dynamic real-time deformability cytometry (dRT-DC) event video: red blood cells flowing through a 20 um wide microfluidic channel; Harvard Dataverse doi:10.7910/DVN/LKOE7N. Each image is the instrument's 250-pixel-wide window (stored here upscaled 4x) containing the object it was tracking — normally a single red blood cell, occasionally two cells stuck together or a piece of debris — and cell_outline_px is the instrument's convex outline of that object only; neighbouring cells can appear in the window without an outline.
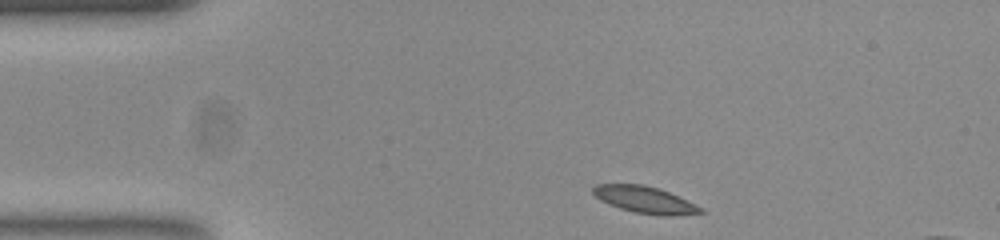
{"species": "common noctule bat (a hibernating species)", "species_latin": "Nyctalus noctula", "temperature_condition": "room temperature", "stored_images_in_passage": 45, "camera_frame_rate_fps": 3000, "um_per_image_px": 0.085, "animal": {"sex": "female", "body_mass_g": 23.0, "forearm_length_mm": 53.4}, "frame": {"image": 1, "passage_image": 1, "time_ms": 0.0, "image_size_px": [1000, 240], "cell_outline_px": [[704, 212], [668, 216], [664, 216], [636, 212], [620, 208], [600, 200], [592, 192], [592, 188], [596, 184], [644, 184], [668, 192], [704, 208]], "centroid_in_image_um": [54.8, 16.97], "position_along_channel_um": 30.2, "area_um2": 16.47}}
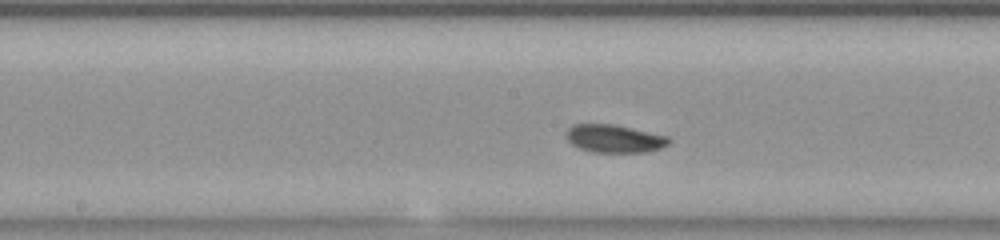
{"frame": {"image": 2, "passage_image": 18, "time_ms": 5.667, "image_size_px": [1000, 240], "cell_outline_px": [[672, 140], [668, 144], [660, 148], [648, 152], [592, 152], [580, 148], [572, 144], [568, 140], [568, 128], [572, 124], [612, 124], [668, 136]], "centroid_in_image_um": [52.24, 11.79], "position_along_channel_um": 196.0, "area_um2": 16.53}}
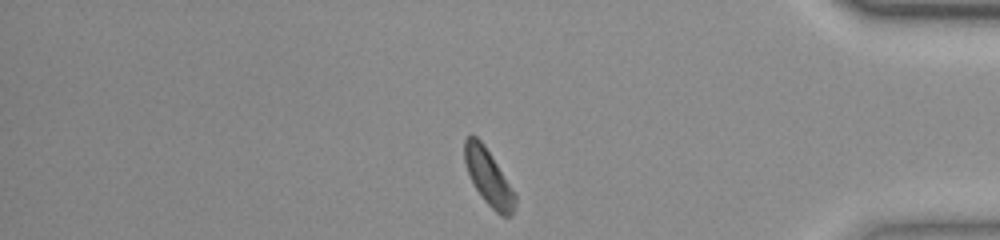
{"frame": {"image": 3, "passage_image": 36, "time_ms": 11.667, "image_size_px": [1000, 240], "cell_outline_px": [[516, 200], [512, 212], [508, 216], [500, 216], [484, 200], [476, 188], [468, 172], [464, 160], [464, 140], [472, 132], [484, 144], [516, 196]], "centroid_in_image_um": [41.49, 15.03], "position_along_channel_um": 393.7, "area_um2": 15.95}, "authors_computed_cell_mechanics": {"area_um2": 16.5308, "velocity_mm_per_s": 3.819, "shape_relaxation_time_tau1_ms": 1.2358, "shape_relaxation_time_tau2_ms": 9.317, "deformation_change_tau1": 0.0675, "deformation_change_tau2": 0.1019}}